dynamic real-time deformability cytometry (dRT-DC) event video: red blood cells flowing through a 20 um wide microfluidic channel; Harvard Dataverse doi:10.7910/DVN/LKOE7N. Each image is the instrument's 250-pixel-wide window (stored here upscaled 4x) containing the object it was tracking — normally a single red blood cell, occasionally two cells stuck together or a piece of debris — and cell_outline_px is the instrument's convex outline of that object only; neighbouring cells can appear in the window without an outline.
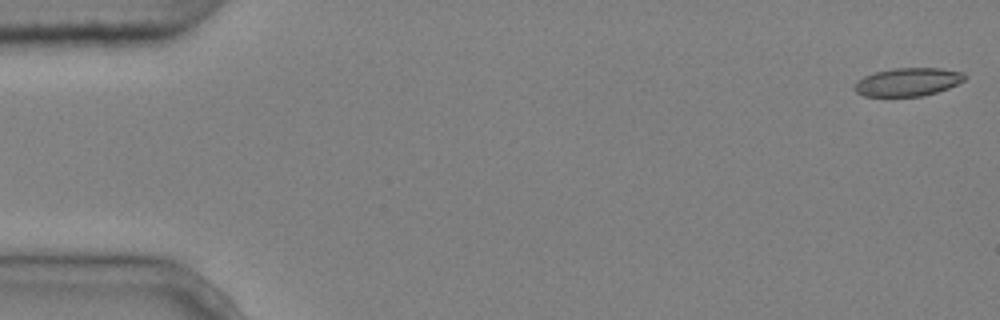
{"species": "common noctule bat (a hibernating species)", "species_latin": "Nyctalus noctula", "temperature_condition": "cold", "stored_images_in_passage": 7, "camera_frame_rate_fps": 3000, "um_per_image_px": 0.085, "animal": {"sex": "male", "body_mass_g": 20.4}, "frame": {"image": 1, "passage_image": 1, "time_ms": 0.0, "image_size_px": [1000, 320], "cell_outline_px": [[968, 76], [964, 80], [948, 88], [924, 96], [864, 96], [856, 92], [852, 88], [856, 80], [864, 76], [876, 72], [896, 68], [940, 68], [964, 72]], "centroid_in_image_um": [77.16, 6.96], "position_along_channel_um": 7.8, "area_um2": 18.21}}
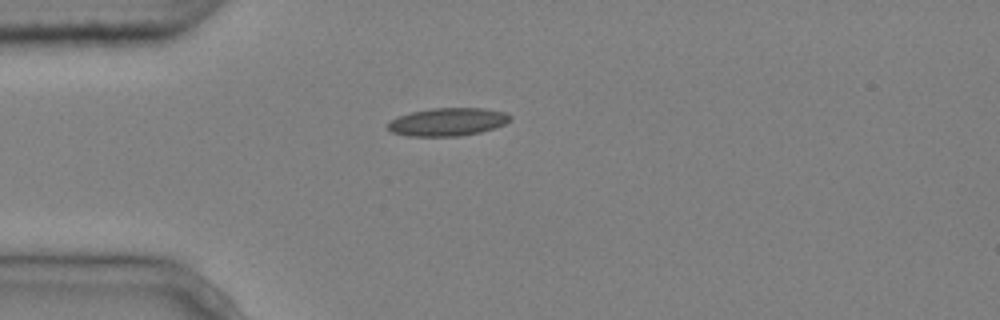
{"frame": {"image": 2, "passage_image": 4, "time_ms": 1.0, "image_size_px": [1000, 320], "cell_outline_px": [[512, 120], [496, 128], [480, 132], [460, 136], [408, 136], [392, 132], [388, 128], [388, 124], [392, 120], [400, 116], [412, 112], [432, 108], [480, 108], [504, 112], [512, 116]], "centroid_in_image_um": [38.1, 10.36], "position_along_channel_um": 46.9, "area_um2": 19.83}}